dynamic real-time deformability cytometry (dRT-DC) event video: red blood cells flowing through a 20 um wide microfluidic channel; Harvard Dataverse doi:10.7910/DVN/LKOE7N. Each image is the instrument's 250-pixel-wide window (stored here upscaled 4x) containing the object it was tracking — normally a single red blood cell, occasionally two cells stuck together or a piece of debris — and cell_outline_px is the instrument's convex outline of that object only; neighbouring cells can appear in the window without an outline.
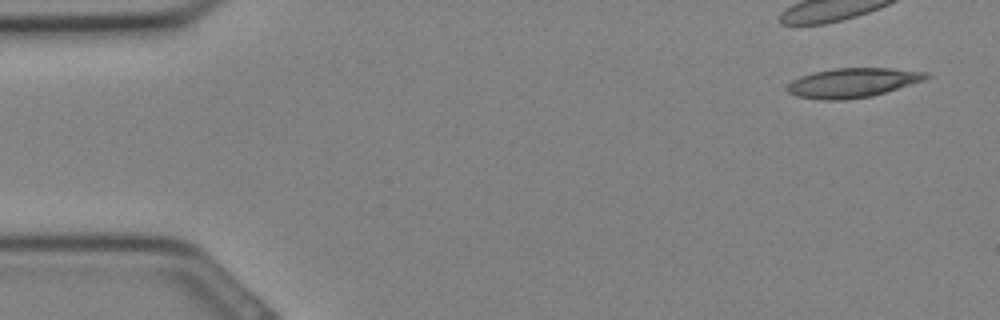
{"species": "Egyptian fruit bat (a non-hibernating species)", "species_latin": "Rousettus aegyptiacus", "temperature_condition": "cold", "stored_images_in_passage": 8, "camera_frame_rate_fps": 3000, "um_per_image_px": 0.085, "animal": {"sex": "female"}, "frame": {"image": 1, "passage_image": 1, "time_ms": 0.0, "image_size_px": [1000, 320], "cell_outline_px": [[932, 76], [924, 80], [872, 96], [844, 100], [824, 100], [796, 96], [788, 92], [788, 84], [792, 80], [800, 76], [812, 72], [836, 68], [892, 68], [928, 72]], "centroid_in_image_um": [72.48, 7.03], "position_along_channel_um": 12.5, "area_um2": 23.81}}